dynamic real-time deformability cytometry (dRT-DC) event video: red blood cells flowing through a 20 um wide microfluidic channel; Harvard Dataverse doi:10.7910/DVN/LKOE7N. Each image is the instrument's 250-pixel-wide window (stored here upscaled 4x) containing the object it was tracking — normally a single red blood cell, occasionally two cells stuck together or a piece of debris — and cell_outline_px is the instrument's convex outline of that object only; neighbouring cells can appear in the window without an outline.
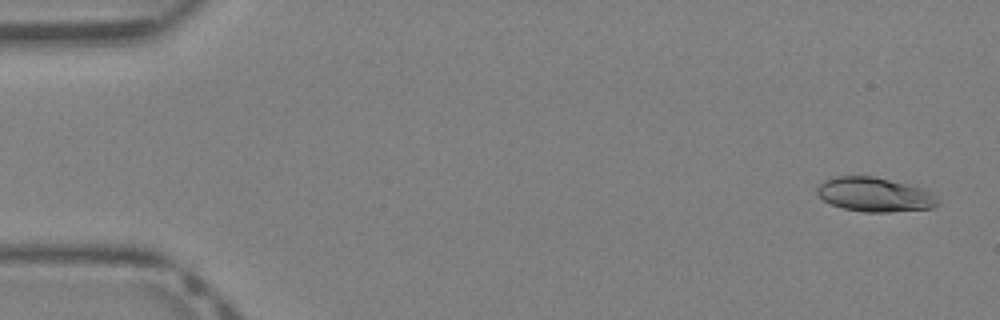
{"species": "Egyptian fruit bat (a non-hibernating species)", "species_latin": "Rousettus aegyptiacus", "temperature_condition": "warm", "stored_images_in_passage": 40, "camera_frame_rate_fps": 3000, "um_per_image_px": 0.085, "animal": {"sex": "female"}, "frame": {"image": 1, "passage_image": 2, "time_ms": 0.333, "image_size_px": [1000, 320], "cell_outline_px": [[940, 200], [932, 208], [888, 212], [864, 212], [844, 208], [832, 204], [824, 200], [816, 192], [816, 188], [824, 180], [836, 176], [872, 176], [924, 188], [936, 196]], "centroid_in_image_um": [74.35, 16.54], "position_along_channel_um": 10.7, "area_um2": 23.93}}
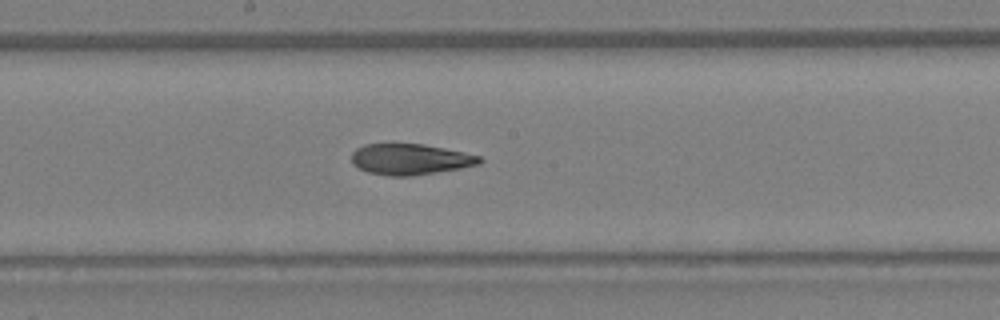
{"frame": {"image": 2, "passage_image": 22, "time_ms": 7.0, "image_size_px": [1000, 320], "cell_outline_px": [[484, 160], [480, 164], [460, 168], [412, 176], [388, 176], [368, 172], [352, 164], [352, 152], [356, 148], [364, 144], [424, 144], [464, 152], [480, 156]], "centroid_in_image_um": [34.87, 13.54], "position_along_channel_um": 213.3, "area_um2": 23.06}}
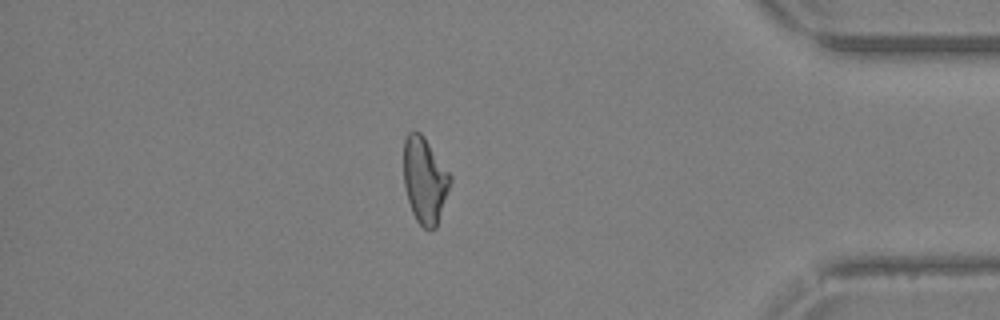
{"frame": {"image": 3, "passage_image": 35, "time_ms": 11.333, "image_size_px": [1000, 320], "cell_outline_px": [[452, 180], [436, 228], [424, 228], [416, 220], [412, 212], [408, 200], [404, 184], [404, 140], [408, 132], [420, 132], [424, 136], [452, 176]], "centroid_in_image_um": [36.11, 15.3], "position_along_channel_um": 399.1, "area_um2": 23.24}}